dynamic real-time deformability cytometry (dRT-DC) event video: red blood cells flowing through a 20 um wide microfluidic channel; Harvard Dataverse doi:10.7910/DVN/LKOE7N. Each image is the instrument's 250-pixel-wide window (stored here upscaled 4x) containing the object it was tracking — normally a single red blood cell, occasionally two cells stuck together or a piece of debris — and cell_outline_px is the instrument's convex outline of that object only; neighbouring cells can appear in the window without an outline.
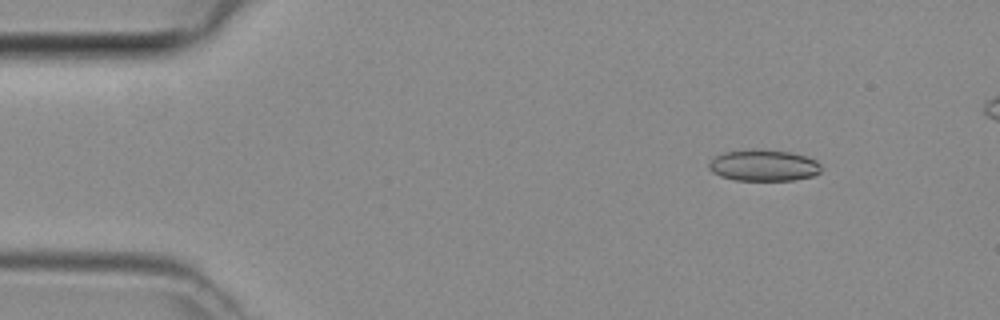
{"species": "common noctule bat (a hibernating species)", "species_latin": "Nyctalus noctula", "temperature_condition": "room temperature", "stored_images_in_passage": 5, "camera_frame_rate_fps": 3000, "um_per_image_px": 0.085, "animal": {"sex": "female", "body_mass_g": 29.2, "forearm_length_mm": 56.3}, "frame": {"image": 1, "passage_image": 2, "time_ms": 0.333, "image_size_px": [1000, 320], "cell_outline_px": [[820, 172], [812, 176], [792, 180], [736, 180], [720, 176], [712, 172], [708, 168], [708, 164], [716, 156], [724, 152], [752, 148], [764, 148], [792, 152], [808, 156], [816, 160], [820, 164]], "centroid_in_image_um": [64.91, 14.03], "position_along_channel_um": 20.1, "area_um2": 20.87}}